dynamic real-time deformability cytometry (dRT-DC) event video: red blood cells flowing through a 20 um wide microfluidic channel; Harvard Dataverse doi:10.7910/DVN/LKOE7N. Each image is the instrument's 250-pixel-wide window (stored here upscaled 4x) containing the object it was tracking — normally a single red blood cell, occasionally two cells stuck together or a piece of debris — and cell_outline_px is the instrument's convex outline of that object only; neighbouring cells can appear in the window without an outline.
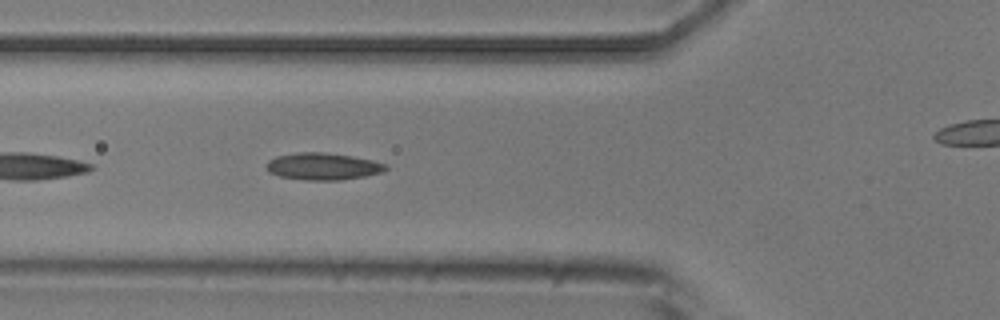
{"species": "common noctule bat (a hibernating species)", "species_latin": "Nyctalus noctula", "temperature_condition": "room temperature", "stored_images_in_passage": 3, "segment_of_instrument_passage": [1, 2], "camera_frame_rate_fps": 3000, "um_per_image_px": 0.085, "animal": {"sex": "male", "body_mass_g": 20.5, "forearm_length_mm": 52.5}, "frame": {"image": 1, "passage_image": 2, "time_ms": 1.0, "image_size_px": [1000, 320], "cell_outline_px": [[388, 168], [384, 172], [364, 176], [340, 180], [308, 180], [280, 176], [268, 172], [268, 160], [276, 156], [296, 152], [324, 152], [352, 156], [372, 160], [384, 164]], "centroid_in_image_um": [27.45, 14.13], "position_along_channel_um": 98.3, "area_um2": 18.67}}